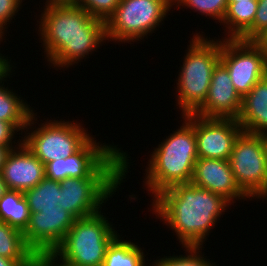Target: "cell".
<instances>
[{"mask_svg": "<svg viewBox=\"0 0 267 266\" xmlns=\"http://www.w3.org/2000/svg\"><path fill=\"white\" fill-rule=\"evenodd\" d=\"M18 144L15 145V147H6V146H0V173L2 171V167L5 163V159L9 153V151L13 148H16V146H19L22 143V139L17 142Z\"/></svg>", "mask_w": 267, "mask_h": 266, "instance_id": "cell-34", "label": "cell"}, {"mask_svg": "<svg viewBox=\"0 0 267 266\" xmlns=\"http://www.w3.org/2000/svg\"><path fill=\"white\" fill-rule=\"evenodd\" d=\"M220 63L243 98L267 75V50L259 41L225 39L221 41Z\"/></svg>", "mask_w": 267, "mask_h": 266, "instance_id": "cell-10", "label": "cell"}, {"mask_svg": "<svg viewBox=\"0 0 267 266\" xmlns=\"http://www.w3.org/2000/svg\"><path fill=\"white\" fill-rule=\"evenodd\" d=\"M195 34L176 83L177 104L183 115L194 113L205 102L213 71L220 63L222 39L208 40L200 32Z\"/></svg>", "mask_w": 267, "mask_h": 266, "instance_id": "cell-5", "label": "cell"}, {"mask_svg": "<svg viewBox=\"0 0 267 266\" xmlns=\"http://www.w3.org/2000/svg\"><path fill=\"white\" fill-rule=\"evenodd\" d=\"M75 218L59 204L56 209H42L31 213L23 232L26 245L37 257L53 252L64 240Z\"/></svg>", "mask_w": 267, "mask_h": 266, "instance_id": "cell-11", "label": "cell"}, {"mask_svg": "<svg viewBox=\"0 0 267 266\" xmlns=\"http://www.w3.org/2000/svg\"><path fill=\"white\" fill-rule=\"evenodd\" d=\"M16 132L19 130L12 123L0 120V146L13 147Z\"/></svg>", "mask_w": 267, "mask_h": 266, "instance_id": "cell-29", "label": "cell"}, {"mask_svg": "<svg viewBox=\"0 0 267 266\" xmlns=\"http://www.w3.org/2000/svg\"><path fill=\"white\" fill-rule=\"evenodd\" d=\"M119 3L120 0H77L76 5L85 9L92 17L106 22Z\"/></svg>", "mask_w": 267, "mask_h": 266, "instance_id": "cell-27", "label": "cell"}, {"mask_svg": "<svg viewBox=\"0 0 267 266\" xmlns=\"http://www.w3.org/2000/svg\"><path fill=\"white\" fill-rule=\"evenodd\" d=\"M21 0H0V35L4 36L6 25L18 13ZM8 22V23H7ZM5 26V27H4Z\"/></svg>", "mask_w": 267, "mask_h": 266, "instance_id": "cell-28", "label": "cell"}, {"mask_svg": "<svg viewBox=\"0 0 267 266\" xmlns=\"http://www.w3.org/2000/svg\"><path fill=\"white\" fill-rule=\"evenodd\" d=\"M229 164L237 184L251 200H267V136L242 132Z\"/></svg>", "mask_w": 267, "mask_h": 266, "instance_id": "cell-8", "label": "cell"}, {"mask_svg": "<svg viewBox=\"0 0 267 266\" xmlns=\"http://www.w3.org/2000/svg\"><path fill=\"white\" fill-rule=\"evenodd\" d=\"M172 6L173 0H120L105 22L107 40L129 43L143 39L157 30Z\"/></svg>", "mask_w": 267, "mask_h": 266, "instance_id": "cell-7", "label": "cell"}, {"mask_svg": "<svg viewBox=\"0 0 267 266\" xmlns=\"http://www.w3.org/2000/svg\"><path fill=\"white\" fill-rule=\"evenodd\" d=\"M238 1H248V0H228V2H238ZM249 1H257V0H249Z\"/></svg>", "mask_w": 267, "mask_h": 266, "instance_id": "cell-37", "label": "cell"}, {"mask_svg": "<svg viewBox=\"0 0 267 266\" xmlns=\"http://www.w3.org/2000/svg\"><path fill=\"white\" fill-rule=\"evenodd\" d=\"M119 238L118 235L107 248L102 266H145L143 250L136 243Z\"/></svg>", "mask_w": 267, "mask_h": 266, "instance_id": "cell-21", "label": "cell"}, {"mask_svg": "<svg viewBox=\"0 0 267 266\" xmlns=\"http://www.w3.org/2000/svg\"><path fill=\"white\" fill-rule=\"evenodd\" d=\"M77 0H46L45 7L51 6H65V5H76Z\"/></svg>", "mask_w": 267, "mask_h": 266, "instance_id": "cell-33", "label": "cell"}, {"mask_svg": "<svg viewBox=\"0 0 267 266\" xmlns=\"http://www.w3.org/2000/svg\"><path fill=\"white\" fill-rule=\"evenodd\" d=\"M153 200V213L171 227L183 247H202L231 204L222 196L191 183L175 184Z\"/></svg>", "mask_w": 267, "mask_h": 266, "instance_id": "cell-1", "label": "cell"}, {"mask_svg": "<svg viewBox=\"0 0 267 266\" xmlns=\"http://www.w3.org/2000/svg\"><path fill=\"white\" fill-rule=\"evenodd\" d=\"M1 83L2 81L0 82V120L12 123L22 132L25 128H33L30 126L34 124L37 113H34L30 105L20 99L21 97L5 88L4 82Z\"/></svg>", "mask_w": 267, "mask_h": 266, "instance_id": "cell-18", "label": "cell"}, {"mask_svg": "<svg viewBox=\"0 0 267 266\" xmlns=\"http://www.w3.org/2000/svg\"><path fill=\"white\" fill-rule=\"evenodd\" d=\"M198 158L229 160L234 143L243 132L237 119L204 118L194 114Z\"/></svg>", "mask_w": 267, "mask_h": 266, "instance_id": "cell-12", "label": "cell"}, {"mask_svg": "<svg viewBox=\"0 0 267 266\" xmlns=\"http://www.w3.org/2000/svg\"><path fill=\"white\" fill-rule=\"evenodd\" d=\"M106 219L101 211L75 219L64 240L53 253L60 262L73 266H102L107 248L118 236L112 223Z\"/></svg>", "mask_w": 267, "mask_h": 266, "instance_id": "cell-6", "label": "cell"}, {"mask_svg": "<svg viewBox=\"0 0 267 266\" xmlns=\"http://www.w3.org/2000/svg\"><path fill=\"white\" fill-rule=\"evenodd\" d=\"M180 129L166 137L151 154L145 170V186L153 199L175 184L190 183L198 159L194 129V113L182 115Z\"/></svg>", "mask_w": 267, "mask_h": 266, "instance_id": "cell-4", "label": "cell"}, {"mask_svg": "<svg viewBox=\"0 0 267 266\" xmlns=\"http://www.w3.org/2000/svg\"><path fill=\"white\" fill-rule=\"evenodd\" d=\"M40 17L44 54L55 68L77 64L107 40L105 22L78 5L47 7Z\"/></svg>", "mask_w": 267, "mask_h": 266, "instance_id": "cell-2", "label": "cell"}, {"mask_svg": "<svg viewBox=\"0 0 267 266\" xmlns=\"http://www.w3.org/2000/svg\"><path fill=\"white\" fill-rule=\"evenodd\" d=\"M93 136L74 154L45 164V177L62 181L66 178L88 177L117 146L94 141Z\"/></svg>", "mask_w": 267, "mask_h": 266, "instance_id": "cell-13", "label": "cell"}, {"mask_svg": "<svg viewBox=\"0 0 267 266\" xmlns=\"http://www.w3.org/2000/svg\"><path fill=\"white\" fill-rule=\"evenodd\" d=\"M1 175L8 190L24 192L45 177V165L22 142L9 151Z\"/></svg>", "mask_w": 267, "mask_h": 266, "instance_id": "cell-16", "label": "cell"}, {"mask_svg": "<svg viewBox=\"0 0 267 266\" xmlns=\"http://www.w3.org/2000/svg\"><path fill=\"white\" fill-rule=\"evenodd\" d=\"M258 8L252 26L239 38L243 41H260L267 34V0H257Z\"/></svg>", "mask_w": 267, "mask_h": 266, "instance_id": "cell-26", "label": "cell"}, {"mask_svg": "<svg viewBox=\"0 0 267 266\" xmlns=\"http://www.w3.org/2000/svg\"><path fill=\"white\" fill-rule=\"evenodd\" d=\"M7 191H8V187L6 183L4 182L2 175L0 173V199L5 195Z\"/></svg>", "mask_w": 267, "mask_h": 266, "instance_id": "cell-35", "label": "cell"}, {"mask_svg": "<svg viewBox=\"0 0 267 266\" xmlns=\"http://www.w3.org/2000/svg\"><path fill=\"white\" fill-rule=\"evenodd\" d=\"M11 59L10 61H8V57L5 58L4 56H2V54L0 53V82L1 81H6L8 76H10L11 70H12V65H10Z\"/></svg>", "mask_w": 267, "mask_h": 266, "instance_id": "cell-32", "label": "cell"}, {"mask_svg": "<svg viewBox=\"0 0 267 266\" xmlns=\"http://www.w3.org/2000/svg\"><path fill=\"white\" fill-rule=\"evenodd\" d=\"M0 256L12 260H38L26 245L23 233L0 221Z\"/></svg>", "mask_w": 267, "mask_h": 266, "instance_id": "cell-23", "label": "cell"}, {"mask_svg": "<svg viewBox=\"0 0 267 266\" xmlns=\"http://www.w3.org/2000/svg\"><path fill=\"white\" fill-rule=\"evenodd\" d=\"M173 5H176L177 9L181 5L190 7L196 12L199 11L201 15L209 16L221 23L226 13L228 0H173Z\"/></svg>", "mask_w": 267, "mask_h": 266, "instance_id": "cell-24", "label": "cell"}, {"mask_svg": "<svg viewBox=\"0 0 267 266\" xmlns=\"http://www.w3.org/2000/svg\"><path fill=\"white\" fill-rule=\"evenodd\" d=\"M30 213L41 212L42 209H56L60 198V184L44 177L35 187L25 190Z\"/></svg>", "mask_w": 267, "mask_h": 266, "instance_id": "cell-22", "label": "cell"}, {"mask_svg": "<svg viewBox=\"0 0 267 266\" xmlns=\"http://www.w3.org/2000/svg\"><path fill=\"white\" fill-rule=\"evenodd\" d=\"M237 121L243 132L267 136V75L242 98Z\"/></svg>", "mask_w": 267, "mask_h": 266, "instance_id": "cell-17", "label": "cell"}, {"mask_svg": "<svg viewBox=\"0 0 267 266\" xmlns=\"http://www.w3.org/2000/svg\"><path fill=\"white\" fill-rule=\"evenodd\" d=\"M58 257L53 253H45L38 257V266H73L65 262H59ZM58 262V263H57Z\"/></svg>", "mask_w": 267, "mask_h": 266, "instance_id": "cell-30", "label": "cell"}, {"mask_svg": "<svg viewBox=\"0 0 267 266\" xmlns=\"http://www.w3.org/2000/svg\"><path fill=\"white\" fill-rule=\"evenodd\" d=\"M188 254L187 255H179V256H170L163 257L161 259L154 260L151 266H216L215 263L211 264L210 260L204 258L202 252V247H184ZM209 260V261H208Z\"/></svg>", "mask_w": 267, "mask_h": 266, "instance_id": "cell-25", "label": "cell"}, {"mask_svg": "<svg viewBox=\"0 0 267 266\" xmlns=\"http://www.w3.org/2000/svg\"><path fill=\"white\" fill-rule=\"evenodd\" d=\"M126 154L116 148L88 177L59 181V205L75 219L101 211L103 203L112 197L129 172Z\"/></svg>", "mask_w": 267, "mask_h": 266, "instance_id": "cell-3", "label": "cell"}, {"mask_svg": "<svg viewBox=\"0 0 267 266\" xmlns=\"http://www.w3.org/2000/svg\"><path fill=\"white\" fill-rule=\"evenodd\" d=\"M87 133L78 122L50 120L25 134L22 142L45 165L77 152L92 137Z\"/></svg>", "mask_w": 267, "mask_h": 266, "instance_id": "cell-9", "label": "cell"}, {"mask_svg": "<svg viewBox=\"0 0 267 266\" xmlns=\"http://www.w3.org/2000/svg\"><path fill=\"white\" fill-rule=\"evenodd\" d=\"M190 183L222 196L230 204L234 199H250L237 184L229 160L198 158Z\"/></svg>", "mask_w": 267, "mask_h": 266, "instance_id": "cell-15", "label": "cell"}, {"mask_svg": "<svg viewBox=\"0 0 267 266\" xmlns=\"http://www.w3.org/2000/svg\"><path fill=\"white\" fill-rule=\"evenodd\" d=\"M30 209L24 193L18 190H8L0 199V221L22 233L28 226Z\"/></svg>", "mask_w": 267, "mask_h": 266, "instance_id": "cell-20", "label": "cell"}, {"mask_svg": "<svg viewBox=\"0 0 267 266\" xmlns=\"http://www.w3.org/2000/svg\"><path fill=\"white\" fill-rule=\"evenodd\" d=\"M267 50V34L259 41Z\"/></svg>", "mask_w": 267, "mask_h": 266, "instance_id": "cell-36", "label": "cell"}, {"mask_svg": "<svg viewBox=\"0 0 267 266\" xmlns=\"http://www.w3.org/2000/svg\"><path fill=\"white\" fill-rule=\"evenodd\" d=\"M258 1L228 2L222 20L227 29V39H239L253 24Z\"/></svg>", "mask_w": 267, "mask_h": 266, "instance_id": "cell-19", "label": "cell"}, {"mask_svg": "<svg viewBox=\"0 0 267 266\" xmlns=\"http://www.w3.org/2000/svg\"><path fill=\"white\" fill-rule=\"evenodd\" d=\"M0 266H38V260H12L0 256Z\"/></svg>", "mask_w": 267, "mask_h": 266, "instance_id": "cell-31", "label": "cell"}, {"mask_svg": "<svg viewBox=\"0 0 267 266\" xmlns=\"http://www.w3.org/2000/svg\"><path fill=\"white\" fill-rule=\"evenodd\" d=\"M242 108V97L236 91L228 70L219 63L213 71L205 102L194 112L204 118L237 119Z\"/></svg>", "mask_w": 267, "mask_h": 266, "instance_id": "cell-14", "label": "cell"}]
</instances>
